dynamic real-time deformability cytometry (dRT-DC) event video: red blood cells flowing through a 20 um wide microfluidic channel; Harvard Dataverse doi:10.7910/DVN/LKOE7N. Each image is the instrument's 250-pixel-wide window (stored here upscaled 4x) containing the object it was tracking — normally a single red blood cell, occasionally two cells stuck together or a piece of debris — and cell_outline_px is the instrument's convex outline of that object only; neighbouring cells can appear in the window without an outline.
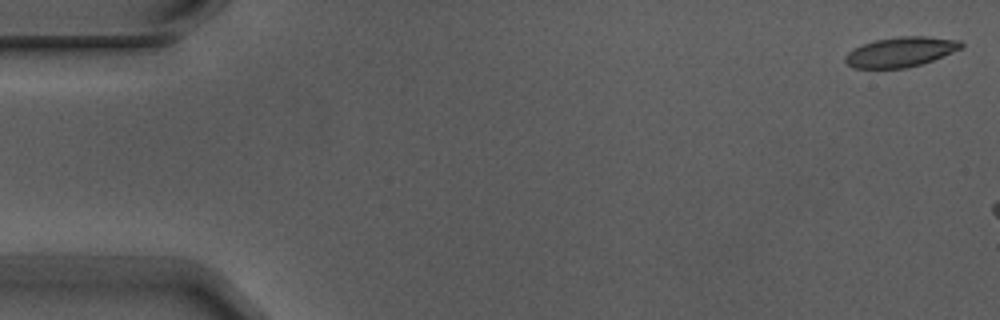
{"species": "Egyptian fruit bat (a non-hibernating species)", "species_latin": "Rousettus aegyptiacus", "temperature_condition": "warm", "stored_images_in_passage": 5, "camera_frame_rate_fps": 3000, "um_per_image_px": 0.085, "animal": {"sex": "male"}, "frame": {"image": 1, "passage_image": 1, "time_ms": 0.0, "image_size_px": [1000, 320], "cell_outline_px": [[964, 48], [932, 60], [920, 64], [904, 68], [852, 68], [844, 60], [844, 56], [848, 52], [864, 44], [876, 40], [900, 36], [924, 36], [960, 40], [964, 44]], "centroid_in_image_um": [76.58, 4.41], "position_along_channel_um": 8.4, "area_um2": 20.06}}
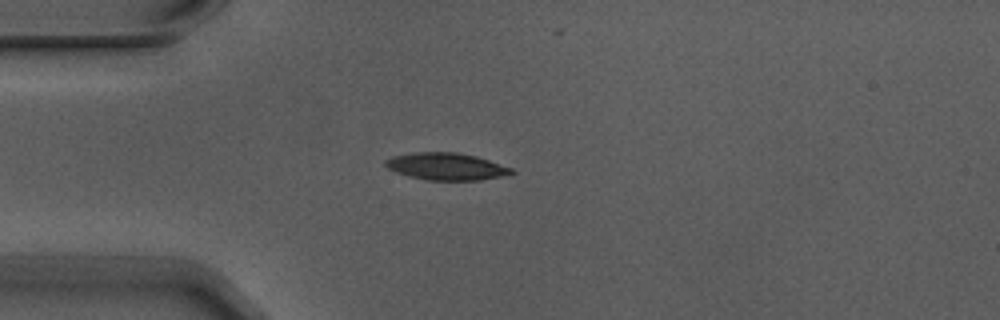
{"frame": {"image": 2, "passage_image": 4, "time_ms": 1.0, "image_size_px": [1000, 320], "cell_outline_px": [[516, 172], [512, 176], [480, 180], [428, 180], [408, 176], [396, 172], [388, 168], [384, 164], [384, 160], [392, 156], [416, 152], [456, 152], [476, 156], [512, 168]], "centroid_in_image_um": [37.98, 14.16], "position_along_channel_um": 47.0, "area_um2": 20.17}}